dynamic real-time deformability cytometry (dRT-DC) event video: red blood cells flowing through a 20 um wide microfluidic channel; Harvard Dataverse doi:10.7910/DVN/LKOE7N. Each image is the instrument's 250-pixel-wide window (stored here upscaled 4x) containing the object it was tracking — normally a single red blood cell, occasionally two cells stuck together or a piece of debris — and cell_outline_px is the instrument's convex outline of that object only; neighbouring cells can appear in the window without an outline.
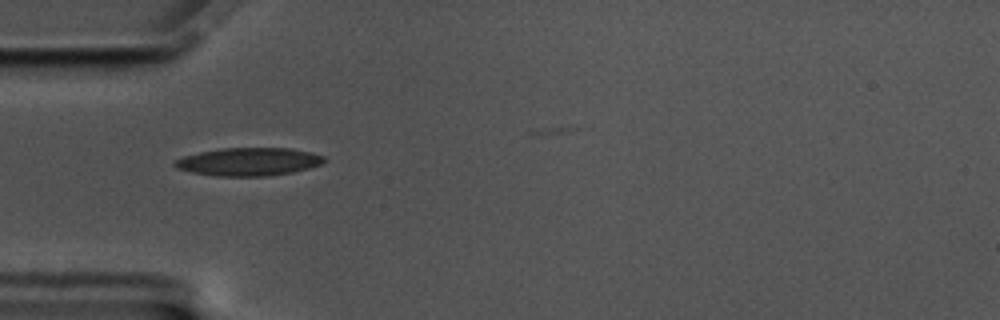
{"species": "common noctule bat (a hibernating species)", "species_latin": "Nyctalus noctula", "temperature_condition": "cold", "stored_images_in_passage": 43, "camera_frame_rate_fps": 3000, "um_per_image_px": 0.085, "animal": {"sex": "male", "body_mass_g": 17.5, "forearm_length_mm": 52.3}, "frame": {"image": 1, "passage_image": 1, "time_ms": 0.0, "image_size_px": [1000, 320], "cell_outline_px": [[324, 164], [292, 172], [264, 176], [216, 176], [192, 172], [176, 168], [172, 164], [172, 160], [184, 156], [200, 152], [220, 148], [292, 148], [312, 152], [324, 156]], "centroid_in_image_um": [21.12, 13.74], "position_along_channel_um": 63.9, "area_um2": 24.51}}
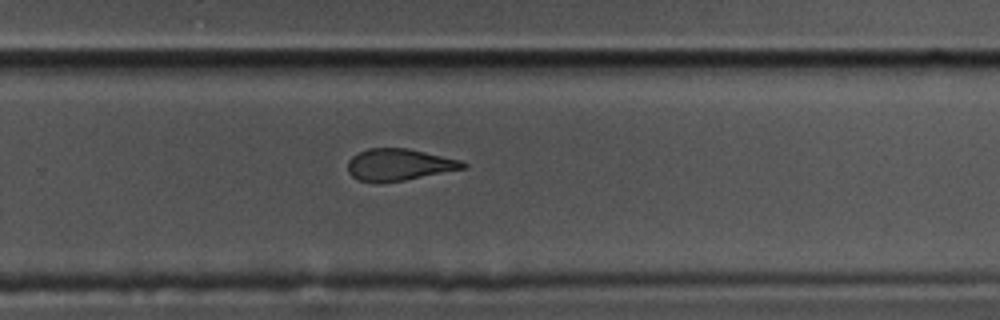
{"frame": {"image": 2, "passage_image": 22, "time_ms": 7.0, "image_size_px": [1000, 320], "cell_outline_px": [[468, 168], [404, 180], [360, 180], [352, 176], [348, 172], [348, 160], [352, 156], [368, 148], [408, 148], [460, 160], [468, 164]], "centroid_in_image_um": [33.97, 13.97], "position_along_channel_um": 295.8, "area_um2": 20.87}}
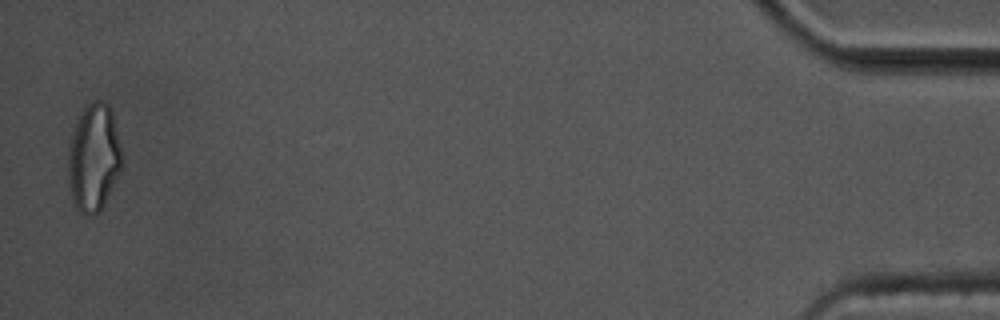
{"frame": {"image": 3, "passage_image": 42, "time_ms": 13.667, "image_size_px": [1000, 320], "cell_outline_px": [[124, 164], [104, 204], [96, 212], [88, 216], [80, 212], [76, 208], [68, 184], [68, 152], [72, 132], [84, 104], [92, 100], [100, 100], [108, 104], [112, 112]], "centroid_in_image_um": [7.96, 13.37], "position_along_channel_um": 427.2, "area_um2": 33.76}, "authors_computed_cell_mechanics": {"area_um2": 23.12, "velocity_mm_per_s": 3.3276, "shape_relaxation_time_tau1_ms": 4.0181, "shape_relaxation_time_tau2_ms": 2.8157, "deformation_change_tau1": 0.1635, "deformation_change_tau2": 0.1181}}